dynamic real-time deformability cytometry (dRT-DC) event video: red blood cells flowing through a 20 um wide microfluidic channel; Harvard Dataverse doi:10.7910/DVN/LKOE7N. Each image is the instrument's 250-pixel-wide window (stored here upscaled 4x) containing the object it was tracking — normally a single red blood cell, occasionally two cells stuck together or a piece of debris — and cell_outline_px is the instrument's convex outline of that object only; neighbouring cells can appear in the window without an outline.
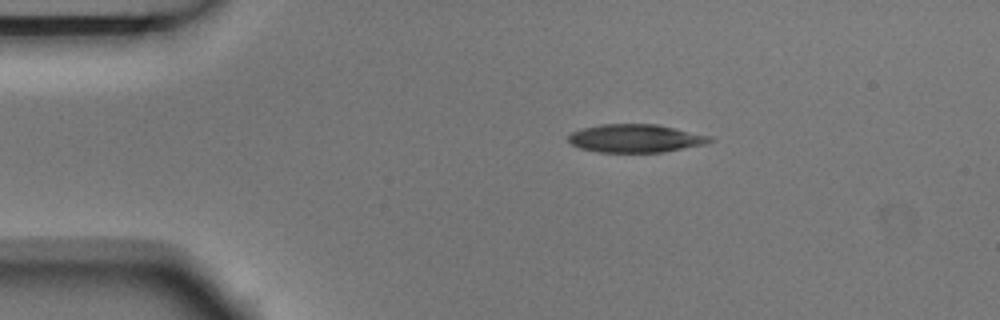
{"species": "Egyptian fruit bat (a non-hibernating species)", "species_latin": "Rousettus aegyptiacus", "temperature_condition": "room temperature", "stored_images_in_passage": 3, "camera_frame_rate_fps": 3000, "um_per_image_px": 0.085, "animal": {"sex": "male"}, "frame": {"image": 1, "passage_image": 1, "time_ms": 0.0, "image_size_px": [1000, 320], "cell_outline_px": [[716, 140], [704, 144], [664, 152], [596, 152], [580, 148], [572, 144], [568, 140], [568, 136], [572, 132], [584, 128], [600, 124], [656, 124], [712, 136]], "centroid_in_image_um": [54.04, 11.76], "position_along_channel_um": 31.0, "area_um2": 23.18}}
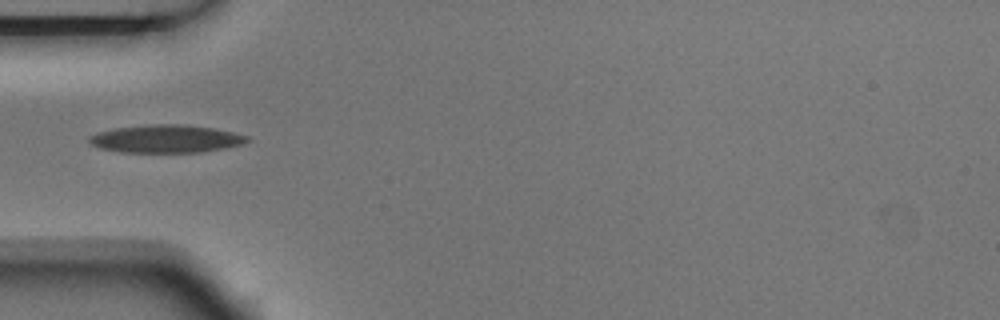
{"frame": {"image": 2, "passage_image": 3, "time_ms": 0.667, "image_size_px": [1000, 320], "cell_outline_px": [[248, 140], [240, 144], [224, 148], [200, 152], [120, 152], [100, 148], [92, 144], [88, 140], [88, 136], [96, 132], [116, 128], [148, 124], [184, 124], [212, 128], [232, 132], [248, 136]], "centroid_in_image_um": [14.05, 11.79], "position_along_channel_um": 70.9, "area_um2": 25.49}}